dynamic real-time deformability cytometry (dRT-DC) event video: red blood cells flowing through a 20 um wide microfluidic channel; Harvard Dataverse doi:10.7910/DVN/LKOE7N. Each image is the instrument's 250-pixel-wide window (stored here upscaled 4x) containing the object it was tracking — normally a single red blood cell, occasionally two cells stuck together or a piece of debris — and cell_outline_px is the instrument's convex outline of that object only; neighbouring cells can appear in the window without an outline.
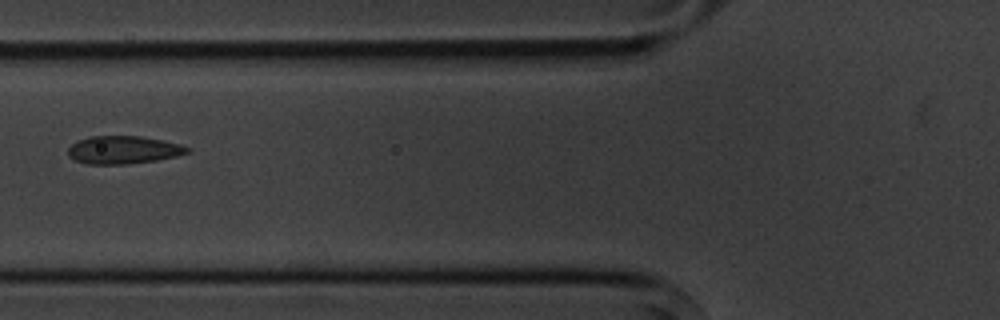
{"species": "common noctule bat (a hibernating species)", "species_latin": "Nyctalus noctula", "temperature_condition": "cold", "stored_images_in_passage": 5, "camera_frame_rate_fps": 3000, "um_per_image_px": 0.085, "animal": {"sex": "male", "body_mass_g": 20.1, "forearm_length_mm": 53.5}, "frame": {"image": 1, "passage_image": 2, "time_ms": 1.333, "image_size_px": [1000, 320], "cell_outline_px": [[192, 152], [176, 156], [156, 160], [128, 164], [88, 164], [76, 160], [68, 156], [68, 148], [76, 140], [92, 136], [140, 136], [164, 140], [180, 144], [192, 148]], "centroid_in_image_um": [10.52, 12.73], "position_along_channel_um": 115.3, "area_um2": 19.54}}
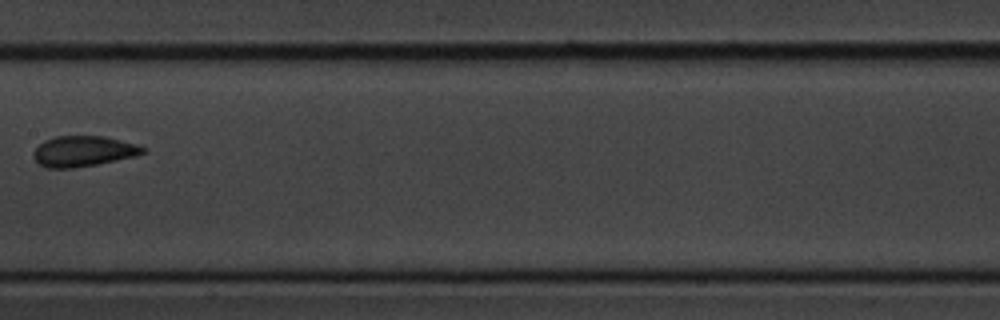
{"frame": {"image": 2, "passage_image": 4, "time_ms": 3.667, "image_size_px": [1000, 320], "cell_outline_px": [[148, 148], [144, 152], [136, 156], [96, 164], [68, 168], [48, 168], [40, 164], [32, 156], [32, 152], [44, 140], [56, 136], [104, 136], [136, 144]], "centroid_in_image_um": [7.08, 12.84], "position_along_channel_um": 200.3, "area_um2": 19.36}}
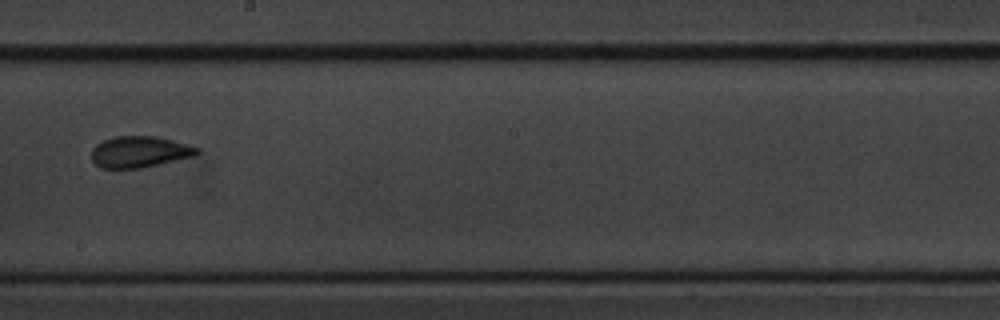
{"frame": {"image": 3, "passage_image": 5, "time_ms": 4.667, "image_size_px": [1000, 320], "cell_outline_px": [[200, 152], [196, 156], [140, 168], [100, 168], [92, 160], [92, 148], [96, 144], [104, 140], [116, 136], [156, 136], [172, 140], [200, 148]], "centroid_in_image_um": [11.88, 12.91], "position_along_channel_um": 236.3, "area_um2": 19.25}}